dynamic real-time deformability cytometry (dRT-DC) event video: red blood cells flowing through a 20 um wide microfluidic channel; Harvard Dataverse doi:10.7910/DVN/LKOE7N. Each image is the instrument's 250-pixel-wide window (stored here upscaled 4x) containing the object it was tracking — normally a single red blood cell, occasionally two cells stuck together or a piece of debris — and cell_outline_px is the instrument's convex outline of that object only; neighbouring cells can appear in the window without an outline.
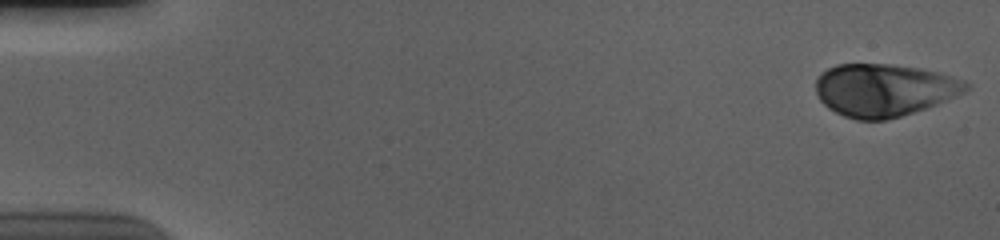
{"species": "human", "species_latin": "Homo sapiens", "temperature_condition": "cold", "stored_images_in_passage": 56, "camera_frame_rate_fps": 3000, "um_per_image_px": 0.085, "donor": {"sex": "male"}, "frame": {"image": 1, "passage_image": 1, "time_ms": 0.0, "image_size_px": [1000, 240], "cell_outline_px": [[972, 84], [964, 92], [936, 104], [900, 116], [884, 120], [856, 120], [844, 116], [828, 108], [820, 100], [816, 92], [816, 80], [820, 72], [836, 64], [892, 64], [920, 68], [952, 76], [964, 80]], "centroid_in_image_um": [75.12, 7.64], "position_along_channel_um": 9.9, "area_um2": 45.95}}
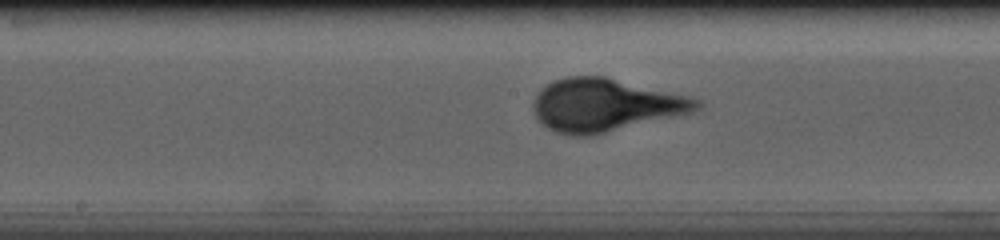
{"frame": {"image": 2, "passage_image": 29, "time_ms": 9.333, "image_size_px": [1000, 240], "cell_outline_px": [[704, 104], [700, 108], [692, 112], [592, 136], [572, 136], [556, 132], [540, 124], [532, 108], [532, 104], [540, 88], [552, 80], [568, 76], [604, 76], [692, 96], [700, 100]], "centroid_in_image_um": [51.43, 8.93], "position_along_channel_um": 196.8, "area_um2": 50.75}}
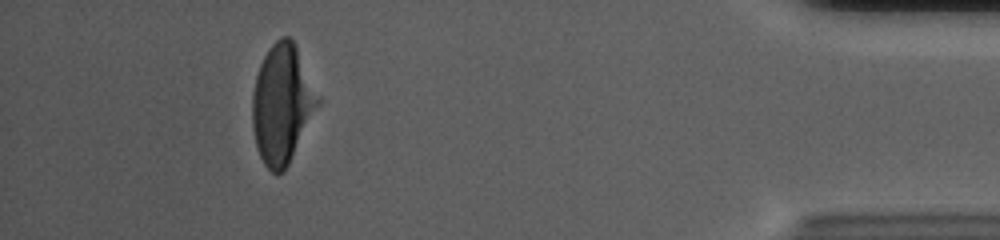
{"frame": {"image": 3, "passage_image": 51, "time_ms": 16.667, "image_size_px": [1000, 240], "cell_outline_px": [[320, 104], [284, 172], [272, 172], [264, 164], [256, 148], [252, 128], [252, 92], [256, 76], [260, 64], [268, 48], [280, 36], [288, 36], [292, 40], [320, 96]], "centroid_in_image_um": [23.96, 8.85], "position_along_channel_um": 411.2, "area_um2": 45.26}}